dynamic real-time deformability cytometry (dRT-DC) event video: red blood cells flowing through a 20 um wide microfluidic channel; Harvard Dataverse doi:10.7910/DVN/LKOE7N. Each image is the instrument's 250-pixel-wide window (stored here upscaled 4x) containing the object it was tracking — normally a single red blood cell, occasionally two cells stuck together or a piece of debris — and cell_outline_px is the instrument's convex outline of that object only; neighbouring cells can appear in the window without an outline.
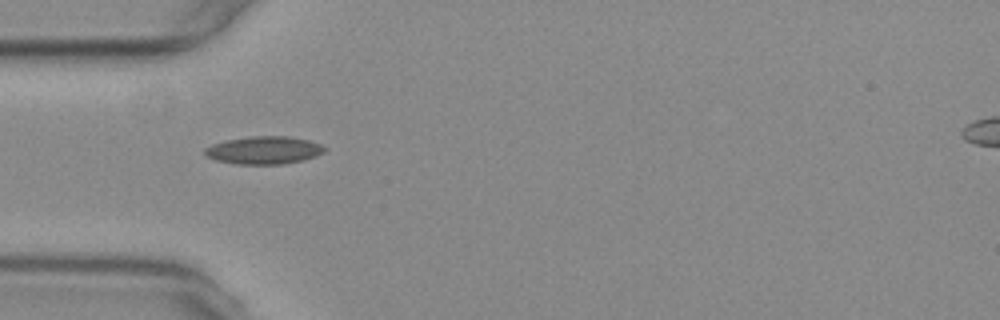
{"species": "common noctule bat (a hibernating species)", "species_latin": "Nyctalus noctula", "temperature_condition": "warm", "stored_images_in_passage": 40, "camera_frame_rate_fps": 3000, "um_per_image_px": 0.085, "animal": {"sex": "female", "body_mass_g": 29.2, "forearm_length_mm": 56.3}, "frame": {"image": 1, "passage_image": 1, "time_ms": 0.0, "image_size_px": [1000, 320], "cell_outline_px": [[328, 148], [324, 152], [316, 156], [304, 160], [284, 164], [236, 164], [216, 160], [204, 156], [204, 148], [212, 144], [228, 140], [252, 136], [288, 136], [308, 140], [320, 144]], "centroid_in_image_um": [22.44, 12.77], "position_along_channel_um": 62.6, "area_um2": 19.48}}
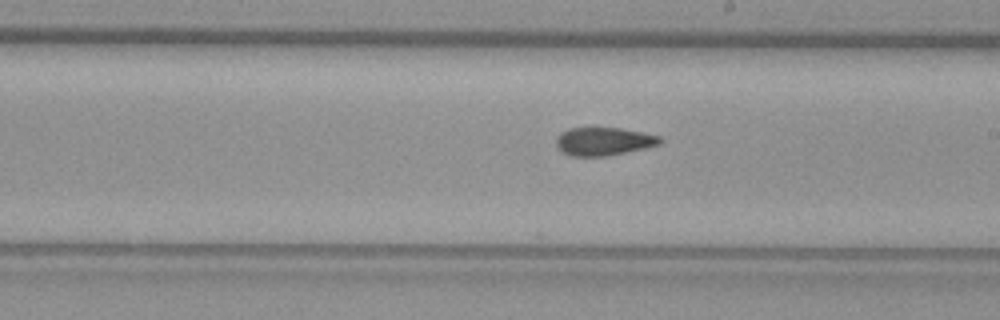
{"frame": {"image": 2, "passage_image": 15, "time_ms": 4.667, "image_size_px": [1000, 320], "cell_outline_px": [[664, 140], [660, 144], [644, 148], [604, 156], [568, 156], [560, 152], [556, 148], [556, 136], [560, 132], [568, 128], [620, 128], [660, 136]], "centroid_in_image_um": [51.24, 12.02], "position_along_channel_um": 237.8, "area_um2": 17.11}}
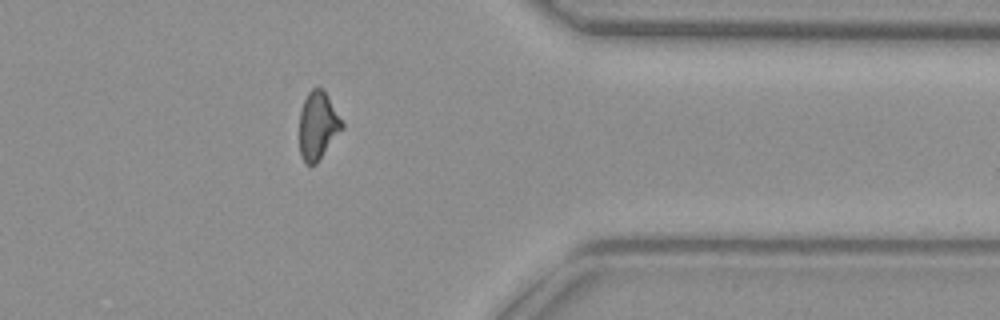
{"frame": {"image": 3, "passage_image": 28, "time_ms": 9.0, "image_size_px": [1000, 320], "cell_outline_px": [[344, 128], [316, 164], [304, 164], [300, 156], [300, 112], [304, 100], [308, 92], [312, 88], [324, 88], [344, 124]], "centroid_in_image_um": [27.03, 10.68], "position_along_channel_um": 384.4, "area_um2": 16.99}}